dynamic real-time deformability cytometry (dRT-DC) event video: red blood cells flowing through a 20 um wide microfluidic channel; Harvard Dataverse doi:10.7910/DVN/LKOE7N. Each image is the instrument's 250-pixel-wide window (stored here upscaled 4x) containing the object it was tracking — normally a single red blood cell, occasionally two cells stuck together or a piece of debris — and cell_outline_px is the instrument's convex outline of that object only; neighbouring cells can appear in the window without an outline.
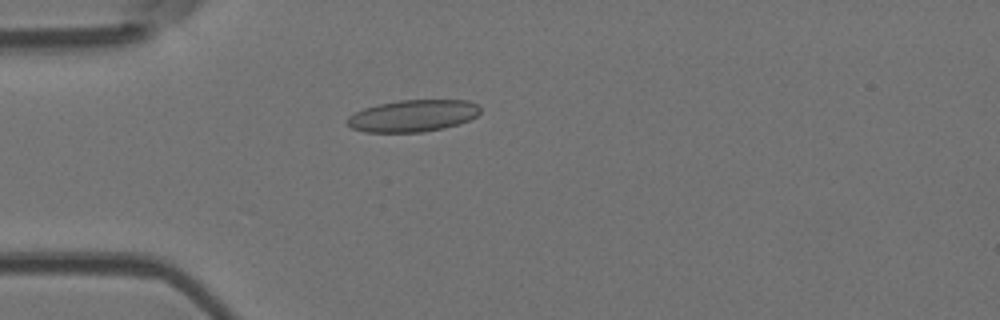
{"species": "Egyptian fruit bat (a non-hibernating species)", "species_latin": "Rousettus aegyptiacus", "temperature_condition": "room temperature", "stored_images_in_passage": 2, "camera_frame_rate_fps": 3000, "um_per_image_px": 0.085, "animal": {"sex": "female"}, "frame": {"image": 1, "passage_image": 2, "time_ms": 1.0, "image_size_px": [1000, 320], "cell_outline_px": [[480, 112], [476, 116], [468, 120], [444, 128], [424, 132], [364, 132], [352, 128], [344, 120], [348, 116], [364, 108], [380, 104], [400, 100], [468, 100], [480, 104]], "centroid_in_image_um": [35.1, 9.84], "position_along_channel_um": 49.9, "area_um2": 24.74}}